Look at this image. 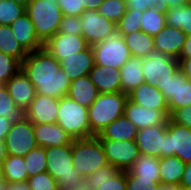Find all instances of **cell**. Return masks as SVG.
<instances>
[{
	"label": "cell",
	"instance_id": "1",
	"mask_svg": "<svg viewBox=\"0 0 191 190\" xmlns=\"http://www.w3.org/2000/svg\"><path fill=\"white\" fill-rule=\"evenodd\" d=\"M21 70L34 85L36 94L54 98L67 95L70 81L59 61L45 48L28 53L21 62Z\"/></svg>",
	"mask_w": 191,
	"mask_h": 190
},
{
	"label": "cell",
	"instance_id": "2",
	"mask_svg": "<svg viewBox=\"0 0 191 190\" xmlns=\"http://www.w3.org/2000/svg\"><path fill=\"white\" fill-rule=\"evenodd\" d=\"M47 172L57 181L59 190H77L85 178L73 167L72 143L45 148Z\"/></svg>",
	"mask_w": 191,
	"mask_h": 190
},
{
	"label": "cell",
	"instance_id": "3",
	"mask_svg": "<svg viewBox=\"0 0 191 190\" xmlns=\"http://www.w3.org/2000/svg\"><path fill=\"white\" fill-rule=\"evenodd\" d=\"M127 99L128 94L122 92L99 94L88 108L90 137L97 136L107 125L123 115Z\"/></svg>",
	"mask_w": 191,
	"mask_h": 190
},
{
	"label": "cell",
	"instance_id": "4",
	"mask_svg": "<svg viewBox=\"0 0 191 190\" xmlns=\"http://www.w3.org/2000/svg\"><path fill=\"white\" fill-rule=\"evenodd\" d=\"M26 13L34 24L38 39L43 44L59 31L63 14L55 0H31L26 5Z\"/></svg>",
	"mask_w": 191,
	"mask_h": 190
},
{
	"label": "cell",
	"instance_id": "5",
	"mask_svg": "<svg viewBox=\"0 0 191 190\" xmlns=\"http://www.w3.org/2000/svg\"><path fill=\"white\" fill-rule=\"evenodd\" d=\"M73 167L85 178L108 165L102 143L97 136L72 141Z\"/></svg>",
	"mask_w": 191,
	"mask_h": 190
},
{
	"label": "cell",
	"instance_id": "6",
	"mask_svg": "<svg viewBox=\"0 0 191 190\" xmlns=\"http://www.w3.org/2000/svg\"><path fill=\"white\" fill-rule=\"evenodd\" d=\"M57 124L72 139L90 138L88 108L80 105L67 95L59 98Z\"/></svg>",
	"mask_w": 191,
	"mask_h": 190
},
{
	"label": "cell",
	"instance_id": "7",
	"mask_svg": "<svg viewBox=\"0 0 191 190\" xmlns=\"http://www.w3.org/2000/svg\"><path fill=\"white\" fill-rule=\"evenodd\" d=\"M91 47L94 54V64L101 66L120 69L132 57L122 35L117 32Z\"/></svg>",
	"mask_w": 191,
	"mask_h": 190
},
{
	"label": "cell",
	"instance_id": "8",
	"mask_svg": "<svg viewBox=\"0 0 191 190\" xmlns=\"http://www.w3.org/2000/svg\"><path fill=\"white\" fill-rule=\"evenodd\" d=\"M156 87L168 102L169 115L176 109L191 105V80L179 68L173 76L160 78Z\"/></svg>",
	"mask_w": 191,
	"mask_h": 190
},
{
	"label": "cell",
	"instance_id": "9",
	"mask_svg": "<svg viewBox=\"0 0 191 190\" xmlns=\"http://www.w3.org/2000/svg\"><path fill=\"white\" fill-rule=\"evenodd\" d=\"M4 142L7 155L24 157L37 146L33 123L25 115L14 121Z\"/></svg>",
	"mask_w": 191,
	"mask_h": 190
},
{
	"label": "cell",
	"instance_id": "10",
	"mask_svg": "<svg viewBox=\"0 0 191 190\" xmlns=\"http://www.w3.org/2000/svg\"><path fill=\"white\" fill-rule=\"evenodd\" d=\"M171 155L180 158L184 163L191 162V128L168 119L163 157Z\"/></svg>",
	"mask_w": 191,
	"mask_h": 190
},
{
	"label": "cell",
	"instance_id": "11",
	"mask_svg": "<svg viewBox=\"0 0 191 190\" xmlns=\"http://www.w3.org/2000/svg\"><path fill=\"white\" fill-rule=\"evenodd\" d=\"M142 74L145 83L155 86L160 78L173 76L180 68L178 59L153 50L146 57L142 58Z\"/></svg>",
	"mask_w": 191,
	"mask_h": 190
},
{
	"label": "cell",
	"instance_id": "12",
	"mask_svg": "<svg viewBox=\"0 0 191 190\" xmlns=\"http://www.w3.org/2000/svg\"><path fill=\"white\" fill-rule=\"evenodd\" d=\"M108 163L119 171H128L140 152L135 140L100 139Z\"/></svg>",
	"mask_w": 191,
	"mask_h": 190
},
{
	"label": "cell",
	"instance_id": "13",
	"mask_svg": "<svg viewBox=\"0 0 191 190\" xmlns=\"http://www.w3.org/2000/svg\"><path fill=\"white\" fill-rule=\"evenodd\" d=\"M80 17L82 23L81 36L89 46L100 43L117 32V25L96 10L84 11Z\"/></svg>",
	"mask_w": 191,
	"mask_h": 190
},
{
	"label": "cell",
	"instance_id": "14",
	"mask_svg": "<svg viewBox=\"0 0 191 190\" xmlns=\"http://www.w3.org/2000/svg\"><path fill=\"white\" fill-rule=\"evenodd\" d=\"M84 186L89 190H126V171L108 164L85 177Z\"/></svg>",
	"mask_w": 191,
	"mask_h": 190
},
{
	"label": "cell",
	"instance_id": "15",
	"mask_svg": "<svg viewBox=\"0 0 191 190\" xmlns=\"http://www.w3.org/2000/svg\"><path fill=\"white\" fill-rule=\"evenodd\" d=\"M167 132V124L148 126L138 130L135 141L142 155L151 157H163L164 136Z\"/></svg>",
	"mask_w": 191,
	"mask_h": 190
},
{
	"label": "cell",
	"instance_id": "16",
	"mask_svg": "<svg viewBox=\"0 0 191 190\" xmlns=\"http://www.w3.org/2000/svg\"><path fill=\"white\" fill-rule=\"evenodd\" d=\"M88 47L89 44L82 36L71 35L58 31L44 44L43 48L60 61L65 58V56H71L87 49Z\"/></svg>",
	"mask_w": 191,
	"mask_h": 190
},
{
	"label": "cell",
	"instance_id": "17",
	"mask_svg": "<svg viewBox=\"0 0 191 190\" xmlns=\"http://www.w3.org/2000/svg\"><path fill=\"white\" fill-rule=\"evenodd\" d=\"M135 126L140 129L147 128L148 126H156L159 124H167L169 119V112H161L160 110L142 107L129 98L125 103L124 113Z\"/></svg>",
	"mask_w": 191,
	"mask_h": 190
},
{
	"label": "cell",
	"instance_id": "18",
	"mask_svg": "<svg viewBox=\"0 0 191 190\" xmlns=\"http://www.w3.org/2000/svg\"><path fill=\"white\" fill-rule=\"evenodd\" d=\"M59 98L36 94L24 115L33 124L57 123Z\"/></svg>",
	"mask_w": 191,
	"mask_h": 190
},
{
	"label": "cell",
	"instance_id": "19",
	"mask_svg": "<svg viewBox=\"0 0 191 190\" xmlns=\"http://www.w3.org/2000/svg\"><path fill=\"white\" fill-rule=\"evenodd\" d=\"M60 69L64 71L69 81L88 75L94 66L93 49L89 46L87 49L75 53L59 61Z\"/></svg>",
	"mask_w": 191,
	"mask_h": 190
},
{
	"label": "cell",
	"instance_id": "20",
	"mask_svg": "<svg viewBox=\"0 0 191 190\" xmlns=\"http://www.w3.org/2000/svg\"><path fill=\"white\" fill-rule=\"evenodd\" d=\"M186 37L181 29L166 25L158 34L153 36L155 50L178 59Z\"/></svg>",
	"mask_w": 191,
	"mask_h": 190
},
{
	"label": "cell",
	"instance_id": "21",
	"mask_svg": "<svg viewBox=\"0 0 191 190\" xmlns=\"http://www.w3.org/2000/svg\"><path fill=\"white\" fill-rule=\"evenodd\" d=\"M5 85L16 106L25 112L35 98L36 89L34 85L28 80L22 70L14 75Z\"/></svg>",
	"mask_w": 191,
	"mask_h": 190
},
{
	"label": "cell",
	"instance_id": "22",
	"mask_svg": "<svg viewBox=\"0 0 191 190\" xmlns=\"http://www.w3.org/2000/svg\"><path fill=\"white\" fill-rule=\"evenodd\" d=\"M9 26L15 34L18 43L27 53L44 47V44L38 39L34 24L26 12Z\"/></svg>",
	"mask_w": 191,
	"mask_h": 190
},
{
	"label": "cell",
	"instance_id": "23",
	"mask_svg": "<svg viewBox=\"0 0 191 190\" xmlns=\"http://www.w3.org/2000/svg\"><path fill=\"white\" fill-rule=\"evenodd\" d=\"M128 98L142 107L169 112L168 102L164 94L155 86L142 83L128 94Z\"/></svg>",
	"mask_w": 191,
	"mask_h": 190
},
{
	"label": "cell",
	"instance_id": "24",
	"mask_svg": "<svg viewBox=\"0 0 191 190\" xmlns=\"http://www.w3.org/2000/svg\"><path fill=\"white\" fill-rule=\"evenodd\" d=\"M88 76L99 93L122 92L120 69L94 64Z\"/></svg>",
	"mask_w": 191,
	"mask_h": 190
},
{
	"label": "cell",
	"instance_id": "25",
	"mask_svg": "<svg viewBox=\"0 0 191 190\" xmlns=\"http://www.w3.org/2000/svg\"><path fill=\"white\" fill-rule=\"evenodd\" d=\"M37 146L44 148L71 144L73 139L57 123L33 124Z\"/></svg>",
	"mask_w": 191,
	"mask_h": 190
},
{
	"label": "cell",
	"instance_id": "26",
	"mask_svg": "<svg viewBox=\"0 0 191 190\" xmlns=\"http://www.w3.org/2000/svg\"><path fill=\"white\" fill-rule=\"evenodd\" d=\"M99 94L90 77L85 75L70 82L67 96L80 105L89 108L98 98Z\"/></svg>",
	"mask_w": 191,
	"mask_h": 190
},
{
	"label": "cell",
	"instance_id": "27",
	"mask_svg": "<svg viewBox=\"0 0 191 190\" xmlns=\"http://www.w3.org/2000/svg\"><path fill=\"white\" fill-rule=\"evenodd\" d=\"M138 128L125 115L115 119L97 135L99 139L135 140Z\"/></svg>",
	"mask_w": 191,
	"mask_h": 190
},
{
	"label": "cell",
	"instance_id": "28",
	"mask_svg": "<svg viewBox=\"0 0 191 190\" xmlns=\"http://www.w3.org/2000/svg\"><path fill=\"white\" fill-rule=\"evenodd\" d=\"M142 58L132 56L121 68V88L122 93L129 94L132 90L144 83L142 74Z\"/></svg>",
	"mask_w": 191,
	"mask_h": 190
},
{
	"label": "cell",
	"instance_id": "29",
	"mask_svg": "<svg viewBox=\"0 0 191 190\" xmlns=\"http://www.w3.org/2000/svg\"><path fill=\"white\" fill-rule=\"evenodd\" d=\"M186 163L175 155L159 158L160 184L180 185Z\"/></svg>",
	"mask_w": 191,
	"mask_h": 190
},
{
	"label": "cell",
	"instance_id": "30",
	"mask_svg": "<svg viewBox=\"0 0 191 190\" xmlns=\"http://www.w3.org/2000/svg\"><path fill=\"white\" fill-rule=\"evenodd\" d=\"M128 171L138 180L160 181L159 158L140 154Z\"/></svg>",
	"mask_w": 191,
	"mask_h": 190
},
{
	"label": "cell",
	"instance_id": "31",
	"mask_svg": "<svg viewBox=\"0 0 191 190\" xmlns=\"http://www.w3.org/2000/svg\"><path fill=\"white\" fill-rule=\"evenodd\" d=\"M125 44L132 56L146 57L150 51L155 49L153 36L139 30L128 35H122Z\"/></svg>",
	"mask_w": 191,
	"mask_h": 190
},
{
	"label": "cell",
	"instance_id": "32",
	"mask_svg": "<svg viewBox=\"0 0 191 190\" xmlns=\"http://www.w3.org/2000/svg\"><path fill=\"white\" fill-rule=\"evenodd\" d=\"M166 25L181 29L186 36L191 35V5L185 3L170 8L165 13Z\"/></svg>",
	"mask_w": 191,
	"mask_h": 190
},
{
	"label": "cell",
	"instance_id": "33",
	"mask_svg": "<svg viewBox=\"0 0 191 190\" xmlns=\"http://www.w3.org/2000/svg\"><path fill=\"white\" fill-rule=\"evenodd\" d=\"M4 179L8 182H22L28 180L26 164L23 156L7 155L2 162Z\"/></svg>",
	"mask_w": 191,
	"mask_h": 190
},
{
	"label": "cell",
	"instance_id": "34",
	"mask_svg": "<svg viewBox=\"0 0 191 190\" xmlns=\"http://www.w3.org/2000/svg\"><path fill=\"white\" fill-rule=\"evenodd\" d=\"M0 51L17 58L20 62L27 56V52L18 43L9 25L0 24Z\"/></svg>",
	"mask_w": 191,
	"mask_h": 190
},
{
	"label": "cell",
	"instance_id": "35",
	"mask_svg": "<svg viewBox=\"0 0 191 190\" xmlns=\"http://www.w3.org/2000/svg\"><path fill=\"white\" fill-rule=\"evenodd\" d=\"M24 160L28 177L35 176L38 173L47 172L44 147L36 146L24 156Z\"/></svg>",
	"mask_w": 191,
	"mask_h": 190
},
{
	"label": "cell",
	"instance_id": "36",
	"mask_svg": "<svg viewBox=\"0 0 191 190\" xmlns=\"http://www.w3.org/2000/svg\"><path fill=\"white\" fill-rule=\"evenodd\" d=\"M166 26L165 14L156 11L154 8L143 12L141 19V31L148 35L155 36Z\"/></svg>",
	"mask_w": 191,
	"mask_h": 190
},
{
	"label": "cell",
	"instance_id": "37",
	"mask_svg": "<svg viewBox=\"0 0 191 190\" xmlns=\"http://www.w3.org/2000/svg\"><path fill=\"white\" fill-rule=\"evenodd\" d=\"M0 115L14 121L24 116V111L16 106L6 85H0Z\"/></svg>",
	"mask_w": 191,
	"mask_h": 190
},
{
	"label": "cell",
	"instance_id": "38",
	"mask_svg": "<svg viewBox=\"0 0 191 190\" xmlns=\"http://www.w3.org/2000/svg\"><path fill=\"white\" fill-rule=\"evenodd\" d=\"M127 10L125 0H104L97 12L117 24Z\"/></svg>",
	"mask_w": 191,
	"mask_h": 190
},
{
	"label": "cell",
	"instance_id": "39",
	"mask_svg": "<svg viewBox=\"0 0 191 190\" xmlns=\"http://www.w3.org/2000/svg\"><path fill=\"white\" fill-rule=\"evenodd\" d=\"M143 12L135 10H126L124 16L117 25V33L128 35L130 33L141 30V19Z\"/></svg>",
	"mask_w": 191,
	"mask_h": 190
},
{
	"label": "cell",
	"instance_id": "40",
	"mask_svg": "<svg viewBox=\"0 0 191 190\" xmlns=\"http://www.w3.org/2000/svg\"><path fill=\"white\" fill-rule=\"evenodd\" d=\"M26 12V7L10 0H0V24L10 25Z\"/></svg>",
	"mask_w": 191,
	"mask_h": 190
},
{
	"label": "cell",
	"instance_id": "41",
	"mask_svg": "<svg viewBox=\"0 0 191 190\" xmlns=\"http://www.w3.org/2000/svg\"><path fill=\"white\" fill-rule=\"evenodd\" d=\"M21 70V62L0 51V85H5Z\"/></svg>",
	"mask_w": 191,
	"mask_h": 190
},
{
	"label": "cell",
	"instance_id": "42",
	"mask_svg": "<svg viewBox=\"0 0 191 190\" xmlns=\"http://www.w3.org/2000/svg\"><path fill=\"white\" fill-rule=\"evenodd\" d=\"M127 10H137L144 12L154 8L156 11L166 13L169 10L167 0H125Z\"/></svg>",
	"mask_w": 191,
	"mask_h": 190
},
{
	"label": "cell",
	"instance_id": "43",
	"mask_svg": "<svg viewBox=\"0 0 191 190\" xmlns=\"http://www.w3.org/2000/svg\"><path fill=\"white\" fill-rule=\"evenodd\" d=\"M27 182L31 190H59L57 181L48 172L30 176Z\"/></svg>",
	"mask_w": 191,
	"mask_h": 190
},
{
	"label": "cell",
	"instance_id": "44",
	"mask_svg": "<svg viewBox=\"0 0 191 190\" xmlns=\"http://www.w3.org/2000/svg\"><path fill=\"white\" fill-rule=\"evenodd\" d=\"M58 5L64 16H81L86 7V0H58Z\"/></svg>",
	"mask_w": 191,
	"mask_h": 190
},
{
	"label": "cell",
	"instance_id": "45",
	"mask_svg": "<svg viewBox=\"0 0 191 190\" xmlns=\"http://www.w3.org/2000/svg\"><path fill=\"white\" fill-rule=\"evenodd\" d=\"M82 23L80 16H64L59 25V32L81 36Z\"/></svg>",
	"mask_w": 191,
	"mask_h": 190
},
{
	"label": "cell",
	"instance_id": "46",
	"mask_svg": "<svg viewBox=\"0 0 191 190\" xmlns=\"http://www.w3.org/2000/svg\"><path fill=\"white\" fill-rule=\"evenodd\" d=\"M160 181L138 180V176L126 171V190H156Z\"/></svg>",
	"mask_w": 191,
	"mask_h": 190
},
{
	"label": "cell",
	"instance_id": "47",
	"mask_svg": "<svg viewBox=\"0 0 191 190\" xmlns=\"http://www.w3.org/2000/svg\"><path fill=\"white\" fill-rule=\"evenodd\" d=\"M169 119L175 123L191 128V105L174 110Z\"/></svg>",
	"mask_w": 191,
	"mask_h": 190
},
{
	"label": "cell",
	"instance_id": "48",
	"mask_svg": "<svg viewBox=\"0 0 191 190\" xmlns=\"http://www.w3.org/2000/svg\"><path fill=\"white\" fill-rule=\"evenodd\" d=\"M13 122L14 120H9L6 117L0 115V140H5V137L11 129Z\"/></svg>",
	"mask_w": 191,
	"mask_h": 190
},
{
	"label": "cell",
	"instance_id": "49",
	"mask_svg": "<svg viewBox=\"0 0 191 190\" xmlns=\"http://www.w3.org/2000/svg\"><path fill=\"white\" fill-rule=\"evenodd\" d=\"M180 69L188 80H191V57L178 59Z\"/></svg>",
	"mask_w": 191,
	"mask_h": 190
},
{
	"label": "cell",
	"instance_id": "50",
	"mask_svg": "<svg viewBox=\"0 0 191 190\" xmlns=\"http://www.w3.org/2000/svg\"><path fill=\"white\" fill-rule=\"evenodd\" d=\"M180 186L191 187V162L186 163Z\"/></svg>",
	"mask_w": 191,
	"mask_h": 190
},
{
	"label": "cell",
	"instance_id": "51",
	"mask_svg": "<svg viewBox=\"0 0 191 190\" xmlns=\"http://www.w3.org/2000/svg\"><path fill=\"white\" fill-rule=\"evenodd\" d=\"M189 57H191V35L186 37V41L178 59H185Z\"/></svg>",
	"mask_w": 191,
	"mask_h": 190
},
{
	"label": "cell",
	"instance_id": "52",
	"mask_svg": "<svg viewBox=\"0 0 191 190\" xmlns=\"http://www.w3.org/2000/svg\"><path fill=\"white\" fill-rule=\"evenodd\" d=\"M7 190H31L27 181L8 183Z\"/></svg>",
	"mask_w": 191,
	"mask_h": 190
},
{
	"label": "cell",
	"instance_id": "53",
	"mask_svg": "<svg viewBox=\"0 0 191 190\" xmlns=\"http://www.w3.org/2000/svg\"><path fill=\"white\" fill-rule=\"evenodd\" d=\"M104 0H86L85 11L87 10H96L103 3Z\"/></svg>",
	"mask_w": 191,
	"mask_h": 190
},
{
	"label": "cell",
	"instance_id": "54",
	"mask_svg": "<svg viewBox=\"0 0 191 190\" xmlns=\"http://www.w3.org/2000/svg\"><path fill=\"white\" fill-rule=\"evenodd\" d=\"M156 190H180V185L159 184Z\"/></svg>",
	"mask_w": 191,
	"mask_h": 190
},
{
	"label": "cell",
	"instance_id": "55",
	"mask_svg": "<svg viewBox=\"0 0 191 190\" xmlns=\"http://www.w3.org/2000/svg\"><path fill=\"white\" fill-rule=\"evenodd\" d=\"M7 156L4 140H0V163H2Z\"/></svg>",
	"mask_w": 191,
	"mask_h": 190
},
{
	"label": "cell",
	"instance_id": "56",
	"mask_svg": "<svg viewBox=\"0 0 191 190\" xmlns=\"http://www.w3.org/2000/svg\"><path fill=\"white\" fill-rule=\"evenodd\" d=\"M188 0H167L169 9L173 7H178L180 5H184Z\"/></svg>",
	"mask_w": 191,
	"mask_h": 190
},
{
	"label": "cell",
	"instance_id": "57",
	"mask_svg": "<svg viewBox=\"0 0 191 190\" xmlns=\"http://www.w3.org/2000/svg\"><path fill=\"white\" fill-rule=\"evenodd\" d=\"M8 182L5 179L0 180V190H7Z\"/></svg>",
	"mask_w": 191,
	"mask_h": 190
},
{
	"label": "cell",
	"instance_id": "58",
	"mask_svg": "<svg viewBox=\"0 0 191 190\" xmlns=\"http://www.w3.org/2000/svg\"><path fill=\"white\" fill-rule=\"evenodd\" d=\"M10 1L19 3V4H21V5H23V6L26 7V5H27L31 0H10Z\"/></svg>",
	"mask_w": 191,
	"mask_h": 190
},
{
	"label": "cell",
	"instance_id": "59",
	"mask_svg": "<svg viewBox=\"0 0 191 190\" xmlns=\"http://www.w3.org/2000/svg\"><path fill=\"white\" fill-rule=\"evenodd\" d=\"M4 179V174H3V165L0 163V180Z\"/></svg>",
	"mask_w": 191,
	"mask_h": 190
},
{
	"label": "cell",
	"instance_id": "60",
	"mask_svg": "<svg viewBox=\"0 0 191 190\" xmlns=\"http://www.w3.org/2000/svg\"><path fill=\"white\" fill-rule=\"evenodd\" d=\"M180 190H191L189 186H180Z\"/></svg>",
	"mask_w": 191,
	"mask_h": 190
},
{
	"label": "cell",
	"instance_id": "61",
	"mask_svg": "<svg viewBox=\"0 0 191 190\" xmlns=\"http://www.w3.org/2000/svg\"><path fill=\"white\" fill-rule=\"evenodd\" d=\"M77 190H89L88 188H86L85 186H81L79 189Z\"/></svg>",
	"mask_w": 191,
	"mask_h": 190
}]
</instances>
